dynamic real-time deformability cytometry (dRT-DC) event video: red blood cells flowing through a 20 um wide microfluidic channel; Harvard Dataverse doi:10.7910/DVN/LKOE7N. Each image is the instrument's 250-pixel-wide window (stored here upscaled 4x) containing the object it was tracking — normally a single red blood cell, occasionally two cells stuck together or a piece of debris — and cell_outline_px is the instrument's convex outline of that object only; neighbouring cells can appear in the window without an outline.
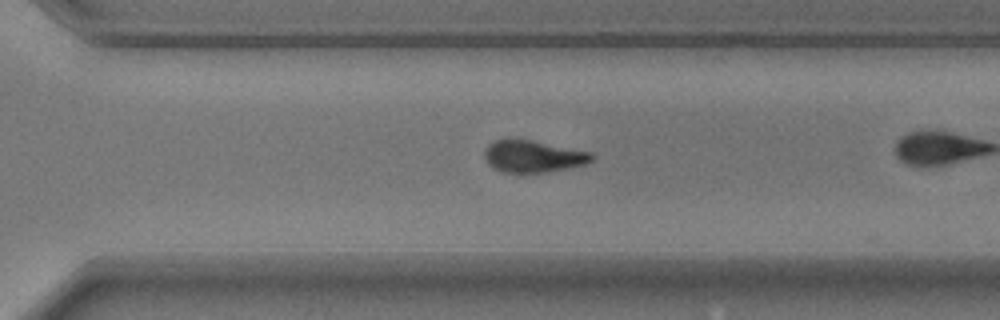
{"species": "common noctule bat (a hibernating species)", "species_latin": "Nyctalus noctula", "temperature_condition": "warm", "stored_images_in_passage": 27, "camera_frame_rate_fps": 3000, "um_per_image_px": 0.085, "animal": {"sex": "male", "body_mass_g": 17.9}, "frame": {"image": 1, "passage_image": 23, "time_ms": 7.333, "image_size_px": [1000, 320], "cell_outline_px": [[596, 156], [588, 164], [548, 172], [500, 172], [492, 168], [488, 164], [484, 156], [484, 148], [488, 144], [496, 140], [508, 136], [512, 136], [592, 152]], "centroid_in_image_um": [45.29, 13.26], "position_along_channel_um": 325.3, "area_um2": 20.69}}